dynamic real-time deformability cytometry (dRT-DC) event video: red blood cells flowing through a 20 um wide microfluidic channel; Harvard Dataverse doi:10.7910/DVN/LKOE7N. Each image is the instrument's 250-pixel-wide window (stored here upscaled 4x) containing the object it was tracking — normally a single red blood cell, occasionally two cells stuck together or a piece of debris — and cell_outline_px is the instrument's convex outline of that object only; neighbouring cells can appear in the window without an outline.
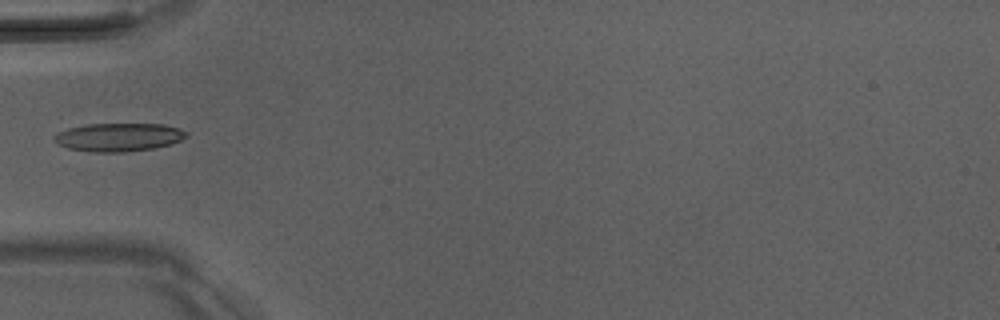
{"species": "Egyptian fruit bat (a non-hibernating species)", "species_latin": "Rousettus aegyptiacus", "temperature_condition": "room temperature", "stored_images_in_passage": 31, "camera_frame_rate_fps": 3000, "um_per_image_px": 0.085, "animal": {"sex": "male"}, "frame": {"image": 1, "passage_image": 1, "time_ms": 0.0, "image_size_px": [1000, 320], "cell_outline_px": [[188, 136], [180, 140], [168, 144], [152, 148], [124, 152], [92, 152], [68, 148], [52, 140], [52, 136], [68, 128], [88, 124], [164, 124], [180, 128], [188, 132]], "centroid_in_image_um": [10.08, 11.65], "position_along_channel_um": 74.9, "area_um2": 21.68}}